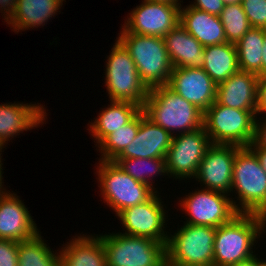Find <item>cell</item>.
Instances as JSON below:
<instances>
[{
	"instance_id": "cell-1",
	"label": "cell",
	"mask_w": 266,
	"mask_h": 266,
	"mask_svg": "<svg viewBox=\"0 0 266 266\" xmlns=\"http://www.w3.org/2000/svg\"><path fill=\"white\" fill-rule=\"evenodd\" d=\"M262 232L266 233V217L258 214L239 213L217 227L213 266H230L253 257L252 247Z\"/></svg>"
},
{
	"instance_id": "cell-2",
	"label": "cell",
	"mask_w": 266,
	"mask_h": 266,
	"mask_svg": "<svg viewBox=\"0 0 266 266\" xmlns=\"http://www.w3.org/2000/svg\"><path fill=\"white\" fill-rule=\"evenodd\" d=\"M142 110L149 119L172 136L203 127L204 112L167 85L149 89Z\"/></svg>"
},
{
	"instance_id": "cell-3",
	"label": "cell",
	"mask_w": 266,
	"mask_h": 266,
	"mask_svg": "<svg viewBox=\"0 0 266 266\" xmlns=\"http://www.w3.org/2000/svg\"><path fill=\"white\" fill-rule=\"evenodd\" d=\"M235 189V190H234ZM237 194L232 203L238 213L266 217V172L248 147H239L233 163L231 192ZM239 200V203L237 201Z\"/></svg>"
},
{
	"instance_id": "cell-4",
	"label": "cell",
	"mask_w": 266,
	"mask_h": 266,
	"mask_svg": "<svg viewBox=\"0 0 266 266\" xmlns=\"http://www.w3.org/2000/svg\"><path fill=\"white\" fill-rule=\"evenodd\" d=\"M116 38L129 52L148 89L167 85L173 66L163 37L120 32Z\"/></svg>"
},
{
	"instance_id": "cell-5",
	"label": "cell",
	"mask_w": 266,
	"mask_h": 266,
	"mask_svg": "<svg viewBox=\"0 0 266 266\" xmlns=\"http://www.w3.org/2000/svg\"><path fill=\"white\" fill-rule=\"evenodd\" d=\"M255 111H245L218 104L204 112L203 127L211 144L248 147L254 139Z\"/></svg>"
},
{
	"instance_id": "cell-6",
	"label": "cell",
	"mask_w": 266,
	"mask_h": 266,
	"mask_svg": "<svg viewBox=\"0 0 266 266\" xmlns=\"http://www.w3.org/2000/svg\"><path fill=\"white\" fill-rule=\"evenodd\" d=\"M106 62L105 87L108 98L111 101H128L142 108L149 89L141 81L129 52L117 39Z\"/></svg>"
},
{
	"instance_id": "cell-7",
	"label": "cell",
	"mask_w": 266,
	"mask_h": 266,
	"mask_svg": "<svg viewBox=\"0 0 266 266\" xmlns=\"http://www.w3.org/2000/svg\"><path fill=\"white\" fill-rule=\"evenodd\" d=\"M95 235L102 241L107 266H164L166 260L164 243L122 232Z\"/></svg>"
},
{
	"instance_id": "cell-8",
	"label": "cell",
	"mask_w": 266,
	"mask_h": 266,
	"mask_svg": "<svg viewBox=\"0 0 266 266\" xmlns=\"http://www.w3.org/2000/svg\"><path fill=\"white\" fill-rule=\"evenodd\" d=\"M98 164L100 193L116 216L128 207L145 203L156 193L149 185L133 179L114 161L99 160Z\"/></svg>"
},
{
	"instance_id": "cell-9",
	"label": "cell",
	"mask_w": 266,
	"mask_h": 266,
	"mask_svg": "<svg viewBox=\"0 0 266 266\" xmlns=\"http://www.w3.org/2000/svg\"><path fill=\"white\" fill-rule=\"evenodd\" d=\"M176 231L168 236L165 262L213 266L216 228L184 223Z\"/></svg>"
},
{
	"instance_id": "cell-10",
	"label": "cell",
	"mask_w": 266,
	"mask_h": 266,
	"mask_svg": "<svg viewBox=\"0 0 266 266\" xmlns=\"http://www.w3.org/2000/svg\"><path fill=\"white\" fill-rule=\"evenodd\" d=\"M197 190L179 200L182 211L189 216L184 223L217 228L239 214L228 194L204 188Z\"/></svg>"
},
{
	"instance_id": "cell-11",
	"label": "cell",
	"mask_w": 266,
	"mask_h": 266,
	"mask_svg": "<svg viewBox=\"0 0 266 266\" xmlns=\"http://www.w3.org/2000/svg\"><path fill=\"white\" fill-rule=\"evenodd\" d=\"M211 145L204 127L173 136L166 156V170L170 178H195L200 162ZM189 178V179H188Z\"/></svg>"
},
{
	"instance_id": "cell-12",
	"label": "cell",
	"mask_w": 266,
	"mask_h": 266,
	"mask_svg": "<svg viewBox=\"0 0 266 266\" xmlns=\"http://www.w3.org/2000/svg\"><path fill=\"white\" fill-rule=\"evenodd\" d=\"M157 193L145 203L128 207L117 215L123 228L125 227L123 234L147 237L167 244L169 234L164 230L168 220L163 201L159 197L161 195Z\"/></svg>"
},
{
	"instance_id": "cell-13",
	"label": "cell",
	"mask_w": 266,
	"mask_h": 266,
	"mask_svg": "<svg viewBox=\"0 0 266 266\" xmlns=\"http://www.w3.org/2000/svg\"><path fill=\"white\" fill-rule=\"evenodd\" d=\"M180 6L143 0L124 21L120 32L164 37L180 23Z\"/></svg>"
},
{
	"instance_id": "cell-14",
	"label": "cell",
	"mask_w": 266,
	"mask_h": 266,
	"mask_svg": "<svg viewBox=\"0 0 266 266\" xmlns=\"http://www.w3.org/2000/svg\"><path fill=\"white\" fill-rule=\"evenodd\" d=\"M236 145L211 144L206 150L195 179L204 189L230 195Z\"/></svg>"
},
{
	"instance_id": "cell-15",
	"label": "cell",
	"mask_w": 266,
	"mask_h": 266,
	"mask_svg": "<svg viewBox=\"0 0 266 266\" xmlns=\"http://www.w3.org/2000/svg\"><path fill=\"white\" fill-rule=\"evenodd\" d=\"M167 86L203 112L216 101L217 84L203 68H173Z\"/></svg>"
},
{
	"instance_id": "cell-16",
	"label": "cell",
	"mask_w": 266,
	"mask_h": 266,
	"mask_svg": "<svg viewBox=\"0 0 266 266\" xmlns=\"http://www.w3.org/2000/svg\"><path fill=\"white\" fill-rule=\"evenodd\" d=\"M33 220L17 194L6 189L0 194V239L20 242L33 238L39 233Z\"/></svg>"
},
{
	"instance_id": "cell-17",
	"label": "cell",
	"mask_w": 266,
	"mask_h": 266,
	"mask_svg": "<svg viewBox=\"0 0 266 266\" xmlns=\"http://www.w3.org/2000/svg\"><path fill=\"white\" fill-rule=\"evenodd\" d=\"M37 104L19 102L0 104L1 150L13 137L44 124L47 119L46 108L40 103Z\"/></svg>"
},
{
	"instance_id": "cell-18",
	"label": "cell",
	"mask_w": 266,
	"mask_h": 266,
	"mask_svg": "<svg viewBox=\"0 0 266 266\" xmlns=\"http://www.w3.org/2000/svg\"><path fill=\"white\" fill-rule=\"evenodd\" d=\"M173 136L140 111L139 130L134 140L116 159L166 158Z\"/></svg>"
},
{
	"instance_id": "cell-19",
	"label": "cell",
	"mask_w": 266,
	"mask_h": 266,
	"mask_svg": "<svg viewBox=\"0 0 266 266\" xmlns=\"http://www.w3.org/2000/svg\"><path fill=\"white\" fill-rule=\"evenodd\" d=\"M259 76L238 70L217 85L216 102L245 111H257Z\"/></svg>"
},
{
	"instance_id": "cell-20",
	"label": "cell",
	"mask_w": 266,
	"mask_h": 266,
	"mask_svg": "<svg viewBox=\"0 0 266 266\" xmlns=\"http://www.w3.org/2000/svg\"><path fill=\"white\" fill-rule=\"evenodd\" d=\"M165 46L173 68H202L204 46L179 23L164 37Z\"/></svg>"
},
{
	"instance_id": "cell-21",
	"label": "cell",
	"mask_w": 266,
	"mask_h": 266,
	"mask_svg": "<svg viewBox=\"0 0 266 266\" xmlns=\"http://www.w3.org/2000/svg\"><path fill=\"white\" fill-rule=\"evenodd\" d=\"M180 24L204 47L227 42L220 17L191 6L180 8Z\"/></svg>"
},
{
	"instance_id": "cell-22",
	"label": "cell",
	"mask_w": 266,
	"mask_h": 266,
	"mask_svg": "<svg viewBox=\"0 0 266 266\" xmlns=\"http://www.w3.org/2000/svg\"><path fill=\"white\" fill-rule=\"evenodd\" d=\"M61 266H107L106 253L98 236L81 235L63 245Z\"/></svg>"
},
{
	"instance_id": "cell-23",
	"label": "cell",
	"mask_w": 266,
	"mask_h": 266,
	"mask_svg": "<svg viewBox=\"0 0 266 266\" xmlns=\"http://www.w3.org/2000/svg\"><path fill=\"white\" fill-rule=\"evenodd\" d=\"M65 0H18L13 18L7 23L13 31H25L44 26L57 14ZM30 27V28H29Z\"/></svg>"
},
{
	"instance_id": "cell-24",
	"label": "cell",
	"mask_w": 266,
	"mask_h": 266,
	"mask_svg": "<svg viewBox=\"0 0 266 266\" xmlns=\"http://www.w3.org/2000/svg\"><path fill=\"white\" fill-rule=\"evenodd\" d=\"M142 108L128 101H111L108 107L101 110L94 122L89 125V132L97 146L107 135L130 122Z\"/></svg>"
},
{
	"instance_id": "cell-25",
	"label": "cell",
	"mask_w": 266,
	"mask_h": 266,
	"mask_svg": "<svg viewBox=\"0 0 266 266\" xmlns=\"http://www.w3.org/2000/svg\"><path fill=\"white\" fill-rule=\"evenodd\" d=\"M203 70L219 85L239 70L237 48L232 43L204 47Z\"/></svg>"
},
{
	"instance_id": "cell-26",
	"label": "cell",
	"mask_w": 266,
	"mask_h": 266,
	"mask_svg": "<svg viewBox=\"0 0 266 266\" xmlns=\"http://www.w3.org/2000/svg\"><path fill=\"white\" fill-rule=\"evenodd\" d=\"M263 45L264 29L251 27L236 44L239 70L262 76Z\"/></svg>"
},
{
	"instance_id": "cell-27",
	"label": "cell",
	"mask_w": 266,
	"mask_h": 266,
	"mask_svg": "<svg viewBox=\"0 0 266 266\" xmlns=\"http://www.w3.org/2000/svg\"><path fill=\"white\" fill-rule=\"evenodd\" d=\"M41 234L18 242V266H61L60 251L54 252Z\"/></svg>"
},
{
	"instance_id": "cell-28",
	"label": "cell",
	"mask_w": 266,
	"mask_h": 266,
	"mask_svg": "<svg viewBox=\"0 0 266 266\" xmlns=\"http://www.w3.org/2000/svg\"><path fill=\"white\" fill-rule=\"evenodd\" d=\"M114 162L133 179L149 185L155 192L158 191L154 187L153 177L168 176L166 158H124L115 159Z\"/></svg>"
},
{
	"instance_id": "cell-29",
	"label": "cell",
	"mask_w": 266,
	"mask_h": 266,
	"mask_svg": "<svg viewBox=\"0 0 266 266\" xmlns=\"http://www.w3.org/2000/svg\"><path fill=\"white\" fill-rule=\"evenodd\" d=\"M140 112L122 128L107 135L97 146L101 153L99 160L114 161L134 140L139 130Z\"/></svg>"
},
{
	"instance_id": "cell-30",
	"label": "cell",
	"mask_w": 266,
	"mask_h": 266,
	"mask_svg": "<svg viewBox=\"0 0 266 266\" xmlns=\"http://www.w3.org/2000/svg\"><path fill=\"white\" fill-rule=\"evenodd\" d=\"M219 17L228 43L236 45L251 28L241 3L224 5Z\"/></svg>"
},
{
	"instance_id": "cell-31",
	"label": "cell",
	"mask_w": 266,
	"mask_h": 266,
	"mask_svg": "<svg viewBox=\"0 0 266 266\" xmlns=\"http://www.w3.org/2000/svg\"><path fill=\"white\" fill-rule=\"evenodd\" d=\"M241 5L251 27L266 29V0H242Z\"/></svg>"
},
{
	"instance_id": "cell-32",
	"label": "cell",
	"mask_w": 266,
	"mask_h": 266,
	"mask_svg": "<svg viewBox=\"0 0 266 266\" xmlns=\"http://www.w3.org/2000/svg\"><path fill=\"white\" fill-rule=\"evenodd\" d=\"M0 266H18V242L0 239Z\"/></svg>"
},
{
	"instance_id": "cell-33",
	"label": "cell",
	"mask_w": 266,
	"mask_h": 266,
	"mask_svg": "<svg viewBox=\"0 0 266 266\" xmlns=\"http://www.w3.org/2000/svg\"><path fill=\"white\" fill-rule=\"evenodd\" d=\"M189 6L215 16H220L224 8L222 0H195Z\"/></svg>"
},
{
	"instance_id": "cell-34",
	"label": "cell",
	"mask_w": 266,
	"mask_h": 266,
	"mask_svg": "<svg viewBox=\"0 0 266 266\" xmlns=\"http://www.w3.org/2000/svg\"><path fill=\"white\" fill-rule=\"evenodd\" d=\"M257 119L259 118L255 120L253 143L259 148L266 149V118L264 120H261V118Z\"/></svg>"
},
{
	"instance_id": "cell-35",
	"label": "cell",
	"mask_w": 266,
	"mask_h": 266,
	"mask_svg": "<svg viewBox=\"0 0 266 266\" xmlns=\"http://www.w3.org/2000/svg\"><path fill=\"white\" fill-rule=\"evenodd\" d=\"M259 114H266V74L259 77V92L256 118L257 116H259ZM264 117L266 118V115Z\"/></svg>"
},
{
	"instance_id": "cell-36",
	"label": "cell",
	"mask_w": 266,
	"mask_h": 266,
	"mask_svg": "<svg viewBox=\"0 0 266 266\" xmlns=\"http://www.w3.org/2000/svg\"><path fill=\"white\" fill-rule=\"evenodd\" d=\"M18 0H0V12L4 16V20L8 23L14 16V11Z\"/></svg>"
},
{
	"instance_id": "cell-37",
	"label": "cell",
	"mask_w": 266,
	"mask_h": 266,
	"mask_svg": "<svg viewBox=\"0 0 266 266\" xmlns=\"http://www.w3.org/2000/svg\"><path fill=\"white\" fill-rule=\"evenodd\" d=\"M248 148L256 155L262 169L266 172V149L257 147L253 142Z\"/></svg>"
},
{
	"instance_id": "cell-38",
	"label": "cell",
	"mask_w": 266,
	"mask_h": 266,
	"mask_svg": "<svg viewBox=\"0 0 266 266\" xmlns=\"http://www.w3.org/2000/svg\"><path fill=\"white\" fill-rule=\"evenodd\" d=\"M254 255L253 257L249 258L248 260L238 262L236 264L230 266H259V259Z\"/></svg>"
},
{
	"instance_id": "cell-39",
	"label": "cell",
	"mask_w": 266,
	"mask_h": 266,
	"mask_svg": "<svg viewBox=\"0 0 266 266\" xmlns=\"http://www.w3.org/2000/svg\"><path fill=\"white\" fill-rule=\"evenodd\" d=\"M266 74V29H264V45L262 50V75Z\"/></svg>"
},
{
	"instance_id": "cell-40",
	"label": "cell",
	"mask_w": 266,
	"mask_h": 266,
	"mask_svg": "<svg viewBox=\"0 0 266 266\" xmlns=\"http://www.w3.org/2000/svg\"><path fill=\"white\" fill-rule=\"evenodd\" d=\"M148 1L160 2V3H167V4H172V5L180 6V7H181V2H182L180 0H148Z\"/></svg>"
},
{
	"instance_id": "cell-41",
	"label": "cell",
	"mask_w": 266,
	"mask_h": 266,
	"mask_svg": "<svg viewBox=\"0 0 266 266\" xmlns=\"http://www.w3.org/2000/svg\"><path fill=\"white\" fill-rule=\"evenodd\" d=\"M2 156H0V194L5 190V188L3 187V184L2 183H4L2 180H3V173H2V165H3V163H2Z\"/></svg>"
},
{
	"instance_id": "cell-42",
	"label": "cell",
	"mask_w": 266,
	"mask_h": 266,
	"mask_svg": "<svg viewBox=\"0 0 266 266\" xmlns=\"http://www.w3.org/2000/svg\"><path fill=\"white\" fill-rule=\"evenodd\" d=\"M242 0H222L224 5L241 3Z\"/></svg>"
},
{
	"instance_id": "cell-43",
	"label": "cell",
	"mask_w": 266,
	"mask_h": 266,
	"mask_svg": "<svg viewBox=\"0 0 266 266\" xmlns=\"http://www.w3.org/2000/svg\"><path fill=\"white\" fill-rule=\"evenodd\" d=\"M164 266H186V265L176 264V263H173V262H165Z\"/></svg>"
},
{
	"instance_id": "cell-44",
	"label": "cell",
	"mask_w": 266,
	"mask_h": 266,
	"mask_svg": "<svg viewBox=\"0 0 266 266\" xmlns=\"http://www.w3.org/2000/svg\"><path fill=\"white\" fill-rule=\"evenodd\" d=\"M259 266H266V260L259 259Z\"/></svg>"
}]
</instances>
